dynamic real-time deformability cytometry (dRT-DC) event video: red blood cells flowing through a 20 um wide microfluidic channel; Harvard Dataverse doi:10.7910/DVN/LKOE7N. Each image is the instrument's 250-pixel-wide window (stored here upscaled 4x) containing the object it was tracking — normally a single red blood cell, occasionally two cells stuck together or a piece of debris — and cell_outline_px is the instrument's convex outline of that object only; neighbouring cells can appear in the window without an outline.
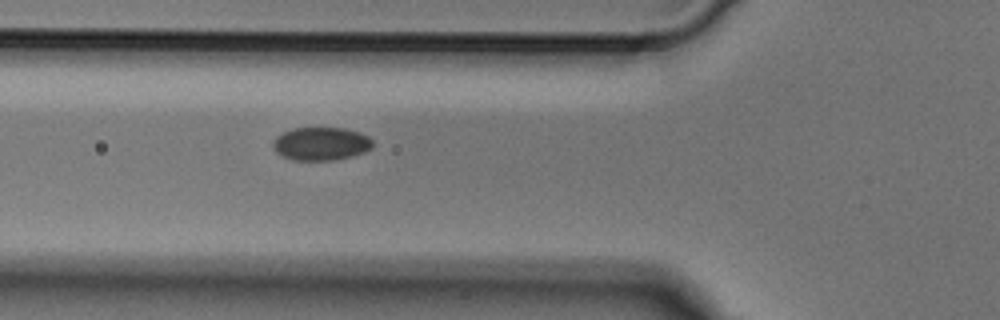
{"species": "Egyptian fruit bat (a non-hibernating species)", "species_latin": "Rousettus aegyptiacus", "temperature_condition": "cold", "stored_images_in_passage": 2, "camera_frame_rate_fps": 3000, "um_per_image_px": 0.085, "animal": {"sex": "male"}, "frame": {"image": 1, "passage_image": 2, "time_ms": 0.333, "image_size_px": [1000, 320], "cell_outline_px": [[372, 148], [364, 152], [352, 156], [336, 160], [292, 160], [280, 156], [272, 148], [272, 144], [276, 136], [292, 128], [344, 128], [360, 132], [368, 136], [372, 140]], "centroid_in_image_um": [27.27, 12.22], "position_along_channel_um": 98.5, "area_um2": 19.48}}